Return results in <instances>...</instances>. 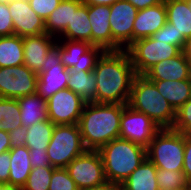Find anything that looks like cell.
<instances>
[{"instance_id":"obj_12","label":"cell","mask_w":191,"mask_h":190,"mask_svg":"<svg viewBox=\"0 0 191 190\" xmlns=\"http://www.w3.org/2000/svg\"><path fill=\"white\" fill-rule=\"evenodd\" d=\"M60 56L66 69L74 72L93 71L104 50L85 41L57 39Z\"/></svg>"},{"instance_id":"obj_9","label":"cell","mask_w":191,"mask_h":190,"mask_svg":"<svg viewBox=\"0 0 191 190\" xmlns=\"http://www.w3.org/2000/svg\"><path fill=\"white\" fill-rule=\"evenodd\" d=\"M66 169L80 190L92 188L107 181L98 150H86L70 162Z\"/></svg>"},{"instance_id":"obj_4","label":"cell","mask_w":191,"mask_h":190,"mask_svg":"<svg viewBox=\"0 0 191 190\" xmlns=\"http://www.w3.org/2000/svg\"><path fill=\"white\" fill-rule=\"evenodd\" d=\"M127 105L144 113L161 129L174 125L176 111L145 75L135 76Z\"/></svg>"},{"instance_id":"obj_24","label":"cell","mask_w":191,"mask_h":190,"mask_svg":"<svg viewBox=\"0 0 191 190\" xmlns=\"http://www.w3.org/2000/svg\"><path fill=\"white\" fill-rule=\"evenodd\" d=\"M167 22L174 26L178 35L191 37V10L187 0H165Z\"/></svg>"},{"instance_id":"obj_39","label":"cell","mask_w":191,"mask_h":190,"mask_svg":"<svg viewBox=\"0 0 191 190\" xmlns=\"http://www.w3.org/2000/svg\"><path fill=\"white\" fill-rule=\"evenodd\" d=\"M182 171L188 183L191 184V134H185L184 165Z\"/></svg>"},{"instance_id":"obj_32","label":"cell","mask_w":191,"mask_h":190,"mask_svg":"<svg viewBox=\"0 0 191 190\" xmlns=\"http://www.w3.org/2000/svg\"><path fill=\"white\" fill-rule=\"evenodd\" d=\"M53 170V166L32 168L22 190H49Z\"/></svg>"},{"instance_id":"obj_47","label":"cell","mask_w":191,"mask_h":190,"mask_svg":"<svg viewBox=\"0 0 191 190\" xmlns=\"http://www.w3.org/2000/svg\"><path fill=\"white\" fill-rule=\"evenodd\" d=\"M0 190H20V189L9 184L0 183Z\"/></svg>"},{"instance_id":"obj_49","label":"cell","mask_w":191,"mask_h":190,"mask_svg":"<svg viewBox=\"0 0 191 190\" xmlns=\"http://www.w3.org/2000/svg\"><path fill=\"white\" fill-rule=\"evenodd\" d=\"M10 0H0L2 3H8Z\"/></svg>"},{"instance_id":"obj_19","label":"cell","mask_w":191,"mask_h":190,"mask_svg":"<svg viewBox=\"0 0 191 190\" xmlns=\"http://www.w3.org/2000/svg\"><path fill=\"white\" fill-rule=\"evenodd\" d=\"M144 75L149 80L191 79V65L181 51L172 58L156 63Z\"/></svg>"},{"instance_id":"obj_11","label":"cell","mask_w":191,"mask_h":190,"mask_svg":"<svg viewBox=\"0 0 191 190\" xmlns=\"http://www.w3.org/2000/svg\"><path fill=\"white\" fill-rule=\"evenodd\" d=\"M159 126L144 113L125 105L120 119L119 138L147 148L160 130Z\"/></svg>"},{"instance_id":"obj_17","label":"cell","mask_w":191,"mask_h":190,"mask_svg":"<svg viewBox=\"0 0 191 190\" xmlns=\"http://www.w3.org/2000/svg\"><path fill=\"white\" fill-rule=\"evenodd\" d=\"M57 43V38L47 33L23 37L24 65L39 73L49 50Z\"/></svg>"},{"instance_id":"obj_22","label":"cell","mask_w":191,"mask_h":190,"mask_svg":"<svg viewBox=\"0 0 191 190\" xmlns=\"http://www.w3.org/2000/svg\"><path fill=\"white\" fill-rule=\"evenodd\" d=\"M20 107L22 126L28 128L37 122L49 120L47 113V100L37 93L17 99Z\"/></svg>"},{"instance_id":"obj_37","label":"cell","mask_w":191,"mask_h":190,"mask_svg":"<svg viewBox=\"0 0 191 190\" xmlns=\"http://www.w3.org/2000/svg\"><path fill=\"white\" fill-rule=\"evenodd\" d=\"M11 35H14V26L8 3L0 2V37Z\"/></svg>"},{"instance_id":"obj_13","label":"cell","mask_w":191,"mask_h":190,"mask_svg":"<svg viewBox=\"0 0 191 190\" xmlns=\"http://www.w3.org/2000/svg\"><path fill=\"white\" fill-rule=\"evenodd\" d=\"M86 101L65 88L47 99L48 119L55 125L78 124Z\"/></svg>"},{"instance_id":"obj_10","label":"cell","mask_w":191,"mask_h":190,"mask_svg":"<svg viewBox=\"0 0 191 190\" xmlns=\"http://www.w3.org/2000/svg\"><path fill=\"white\" fill-rule=\"evenodd\" d=\"M137 13L138 9L126 0H118L110 6L112 51L126 50L133 43V24Z\"/></svg>"},{"instance_id":"obj_31","label":"cell","mask_w":191,"mask_h":190,"mask_svg":"<svg viewBox=\"0 0 191 190\" xmlns=\"http://www.w3.org/2000/svg\"><path fill=\"white\" fill-rule=\"evenodd\" d=\"M156 179L159 190H188L189 188L183 171L157 169Z\"/></svg>"},{"instance_id":"obj_34","label":"cell","mask_w":191,"mask_h":190,"mask_svg":"<svg viewBox=\"0 0 191 190\" xmlns=\"http://www.w3.org/2000/svg\"><path fill=\"white\" fill-rule=\"evenodd\" d=\"M172 129L183 134H191V98L176 111Z\"/></svg>"},{"instance_id":"obj_7","label":"cell","mask_w":191,"mask_h":190,"mask_svg":"<svg viewBox=\"0 0 191 190\" xmlns=\"http://www.w3.org/2000/svg\"><path fill=\"white\" fill-rule=\"evenodd\" d=\"M136 75H144L153 65L178 55L181 50L152 37L133 42L127 49Z\"/></svg>"},{"instance_id":"obj_2","label":"cell","mask_w":191,"mask_h":190,"mask_svg":"<svg viewBox=\"0 0 191 190\" xmlns=\"http://www.w3.org/2000/svg\"><path fill=\"white\" fill-rule=\"evenodd\" d=\"M125 105L86 102L78 126L87 150H99L119 138L120 119Z\"/></svg>"},{"instance_id":"obj_46","label":"cell","mask_w":191,"mask_h":190,"mask_svg":"<svg viewBox=\"0 0 191 190\" xmlns=\"http://www.w3.org/2000/svg\"><path fill=\"white\" fill-rule=\"evenodd\" d=\"M182 53L191 65V37L185 40Z\"/></svg>"},{"instance_id":"obj_15","label":"cell","mask_w":191,"mask_h":190,"mask_svg":"<svg viewBox=\"0 0 191 190\" xmlns=\"http://www.w3.org/2000/svg\"><path fill=\"white\" fill-rule=\"evenodd\" d=\"M8 9L15 35L26 37L46 33L45 20L31 8L29 0H10Z\"/></svg>"},{"instance_id":"obj_36","label":"cell","mask_w":191,"mask_h":190,"mask_svg":"<svg viewBox=\"0 0 191 190\" xmlns=\"http://www.w3.org/2000/svg\"><path fill=\"white\" fill-rule=\"evenodd\" d=\"M62 0H29L31 8L43 20H46L49 15L58 7Z\"/></svg>"},{"instance_id":"obj_33","label":"cell","mask_w":191,"mask_h":190,"mask_svg":"<svg viewBox=\"0 0 191 190\" xmlns=\"http://www.w3.org/2000/svg\"><path fill=\"white\" fill-rule=\"evenodd\" d=\"M49 190H80L66 168H54Z\"/></svg>"},{"instance_id":"obj_43","label":"cell","mask_w":191,"mask_h":190,"mask_svg":"<svg viewBox=\"0 0 191 190\" xmlns=\"http://www.w3.org/2000/svg\"><path fill=\"white\" fill-rule=\"evenodd\" d=\"M10 148V138L9 133L0 130V154L9 151Z\"/></svg>"},{"instance_id":"obj_40","label":"cell","mask_w":191,"mask_h":190,"mask_svg":"<svg viewBox=\"0 0 191 190\" xmlns=\"http://www.w3.org/2000/svg\"><path fill=\"white\" fill-rule=\"evenodd\" d=\"M10 152L0 154V183L8 184V178L10 175Z\"/></svg>"},{"instance_id":"obj_41","label":"cell","mask_w":191,"mask_h":190,"mask_svg":"<svg viewBox=\"0 0 191 190\" xmlns=\"http://www.w3.org/2000/svg\"><path fill=\"white\" fill-rule=\"evenodd\" d=\"M32 168L51 166L47 151L29 150Z\"/></svg>"},{"instance_id":"obj_14","label":"cell","mask_w":191,"mask_h":190,"mask_svg":"<svg viewBox=\"0 0 191 190\" xmlns=\"http://www.w3.org/2000/svg\"><path fill=\"white\" fill-rule=\"evenodd\" d=\"M38 74L24 64L0 67V97L18 99L36 93Z\"/></svg>"},{"instance_id":"obj_28","label":"cell","mask_w":191,"mask_h":190,"mask_svg":"<svg viewBox=\"0 0 191 190\" xmlns=\"http://www.w3.org/2000/svg\"><path fill=\"white\" fill-rule=\"evenodd\" d=\"M55 128L50 120L40 121L27 129V140L25 146L29 150L47 151L48 145Z\"/></svg>"},{"instance_id":"obj_6","label":"cell","mask_w":191,"mask_h":190,"mask_svg":"<svg viewBox=\"0 0 191 190\" xmlns=\"http://www.w3.org/2000/svg\"><path fill=\"white\" fill-rule=\"evenodd\" d=\"M86 150L78 124L55 125L47 148L51 166L66 168L70 162Z\"/></svg>"},{"instance_id":"obj_35","label":"cell","mask_w":191,"mask_h":190,"mask_svg":"<svg viewBox=\"0 0 191 190\" xmlns=\"http://www.w3.org/2000/svg\"><path fill=\"white\" fill-rule=\"evenodd\" d=\"M151 37L155 40H163L168 44L175 45L181 51L186 40L183 35H178L174 26L168 22Z\"/></svg>"},{"instance_id":"obj_5","label":"cell","mask_w":191,"mask_h":190,"mask_svg":"<svg viewBox=\"0 0 191 190\" xmlns=\"http://www.w3.org/2000/svg\"><path fill=\"white\" fill-rule=\"evenodd\" d=\"M184 147L185 134L172 128H163L146 148V155L157 169L182 171Z\"/></svg>"},{"instance_id":"obj_23","label":"cell","mask_w":191,"mask_h":190,"mask_svg":"<svg viewBox=\"0 0 191 190\" xmlns=\"http://www.w3.org/2000/svg\"><path fill=\"white\" fill-rule=\"evenodd\" d=\"M9 152L11 167L8 184L22 190L32 170L29 149L23 146L10 149Z\"/></svg>"},{"instance_id":"obj_21","label":"cell","mask_w":191,"mask_h":190,"mask_svg":"<svg viewBox=\"0 0 191 190\" xmlns=\"http://www.w3.org/2000/svg\"><path fill=\"white\" fill-rule=\"evenodd\" d=\"M161 95L177 111L191 98V79L178 80H150Z\"/></svg>"},{"instance_id":"obj_1","label":"cell","mask_w":191,"mask_h":190,"mask_svg":"<svg viewBox=\"0 0 191 190\" xmlns=\"http://www.w3.org/2000/svg\"><path fill=\"white\" fill-rule=\"evenodd\" d=\"M96 97L92 102L128 104L136 72L127 50L104 51L93 70Z\"/></svg>"},{"instance_id":"obj_30","label":"cell","mask_w":191,"mask_h":190,"mask_svg":"<svg viewBox=\"0 0 191 190\" xmlns=\"http://www.w3.org/2000/svg\"><path fill=\"white\" fill-rule=\"evenodd\" d=\"M22 126L17 99L0 97V130L11 132Z\"/></svg>"},{"instance_id":"obj_27","label":"cell","mask_w":191,"mask_h":190,"mask_svg":"<svg viewBox=\"0 0 191 190\" xmlns=\"http://www.w3.org/2000/svg\"><path fill=\"white\" fill-rule=\"evenodd\" d=\"M24 63L23 37H0V67L19 66Z\"/></svg>"},{"instance_id":"obj_8","label":"cell","mask_w":191,"mask_h":190,"mask_svg":"<svg viewBox=\"0 0 191 190\" xmlns=\"http://www.w3.org/2000/svg\"><path fill=\"white\" fill-rule=\"evenodd\" d=\"M68 72L61 61L60 44L57 42L49 50L38 73L36 93L47 100L56 92L67 88Z\"/></svg>"},{"instance_id":"obj_44","label":"cell","mask_w":191,"mask_h":190,"mask_svg":"<svg viewBox=\"0 0 191 190\" xmlns=\"http://www.w3.org/2000/svg\"><path fill=\"white\" fill-rule=\"evenodd\" d=\"M118 186H119V184H117V183L105 181L104 183H102L100 185H97L95 187L88 188L85 190H117Z\"/></svg>"},{"instance_id":"obj_16","label":"cell","mask_w":191,"mask_h":190,"mask_svg":"<svg viewBox=\"0 0 191 190\" xmlns=\"http://www.w3.org/2000/svg\"><path fill=\"white\" fill-rule=\"evenodd\" d=\"M167 22L165 2L138 10L133 24V42L151 37Z\"/></svg>"},{"instance_id":"obj_20","label":"cell","mask_w":191,"mask_h":190,"mask_svg":"<svg viewBox=\"0 0 191 190\" xmlns=\"http://www.w3.org/2000/svg\"><path fill=\"white\" fill-rule=\"evenodd\" d=\"M91 23L88 5L81 0H72V18L65 31L57 39L85 41L91 43Z\"/></svg>"},{"instance_id":"obj_48","label":"cell","mask_w":191,"mask_h":190,"mask_svg":"<svg viewBox=\"0 0 191 190\" xmlns=\"http://www.w3.org/2000/svg\"><path fill=\"white\" fill-rule=\"evenodd\" d=\"M189 9L191 10V0H187Z\"/></svg>"},{"instance_id":"obj_45","label":"cell","mask_w":191,"mask_h":190,"mask_svg":"<svg viewBox=\"0 0 191 190\" xmlns=\"http://www.w3.org/2000/svg\"><path fill=\"white\" fill-rule=\"evenodd\" d=\"M86 5H106L111 6L118 0H81Z\"/></svg>"},{"instance_id":"obj_38","label":"cell","mask_w":191,"mask_h":190,"mask_svg":"<svg viewBox=\"0 0 191 190\" xmlns=\"http://www.w3.org/2000/svg\"><path fill=\"white\" fill-rule=\"evenodd\" d=\"M10 148L23 147L27 140V129L23 126L17 127L15 130L9 132Z\"/></svg>"},{"instance_id":"obj_42","label":"cell","mask_w":191,"mask_h":190,"mask_svg":"<svg viewBox=\"0 0 191 190\" xmlns=\"http://www.w3.org/2000/svg\"><path fill=\"white\" fill-rule=\"evenodd\" d=\"M126 1L131 3L138 10H142V9L148 8L150 6L157 5L162 0H126Z\"/></svg>"},{"instance_id":"obj_29","label":"cell","mask_w":191,"mask_h":190,"mask_svg":"<svg viewBox=\"0 0 191 190\" xmlns=\"http://www.w3.org/2000/svg\"><path fill=\"white\" fill-rule=\"evenodd\" d=\"M72 18V0H62L58 7L45 20L47 34L58 38Z\"/></svg>"},{"instance_id":"obj_25","label":"cell","mask_w":191,"mask_h":190,"mask_svg":"<svg viewBox=\"0 0 191 190\" xmlns=\"http://www.w3.org/2000/svg\"><path fill=\"white\" fill-rule=\"evenodd\" d=\"M156 172L155 165L146 158L120 186L125 190H159Z\"/></svg>"},{"instance_id":"obj_18","label":"cell","mask_w":191,"mask_h":190,"mask_svg":"<svg viewBox=\"0 0 191 190\" xmlns=\"http://www.w3.org/2000/svg\"><path fill=\"white\" fill-rule=\"evenodd\" d=\"M110 6L88 5L91 23V44L104 51H112V33L109 24Z\"/></svg>"},{"instance_id":"obj_3","label":"cell","mask_w":191,"mask_h":190,"mask_svg":"<svg viewBox=\"0 0 191 190\" xmlns=\"http://www.w3.org/2000/svg\"><path fill=\"white\" fill-rule=\"evenodd\" d=\"M98 151L106 180L119 185L147 158L146 148L121 138L110 141Z\"/></svg>"},{"instance_id":"obj_50","label":"cell","mask_w":191,"mask_h":190,"mask_svg":"<svg viewBox=\"0 0 191 190\" xmlns=\"http://www.w3.org/2000/svg\"><path fill=\"white\" fill-rule=\"evenodd\" d=\"M117 190H125V189L119 185V186L117 187Z\"/></svg>"},{"instance_id":"obj_26","label":"cell","mask_w":191,"mask_h":190,"mask_svg":"<svg viewBox=\"0 0 191 190\" xmlns=\"http://www.w3.org/2000/svg\"><path fill=\"white\" fill-rule=\"evenodd\" d=\"M67 88L84 101L92 102L96 97V75L93 71L74 72L69 69Z\"/></svg>"}]
</instances>
